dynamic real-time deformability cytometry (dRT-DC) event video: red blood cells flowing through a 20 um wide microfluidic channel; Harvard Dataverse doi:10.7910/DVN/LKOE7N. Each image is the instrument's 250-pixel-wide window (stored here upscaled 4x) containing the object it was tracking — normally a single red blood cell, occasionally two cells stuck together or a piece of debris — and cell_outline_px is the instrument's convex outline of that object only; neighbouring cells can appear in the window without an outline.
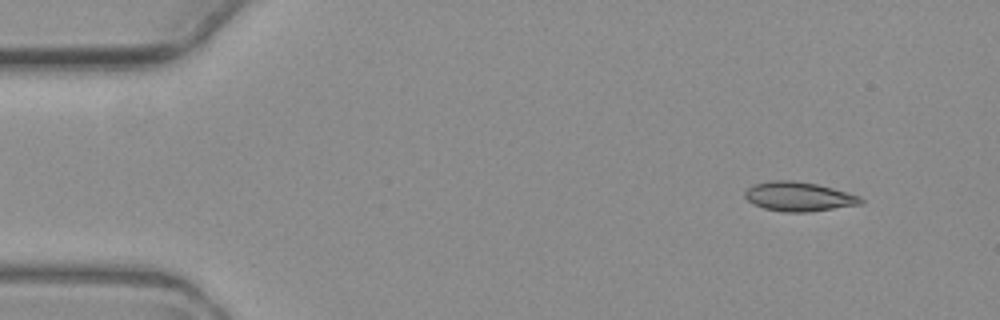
{"species": "common noctule bat (a hibernating species)", "species_latin": "Nyctalus noctula", "temperature_condition": "warm", "stored_images_in_passage": 5, "camera_frame_rate_fps": 3000, "um_per_image_px": 0.085, "animal": {"sex": "female", "body_mass_g": 19.3, "forearm_length_mm": 54.1}, "frame": {"image": 1, "passage_image": 1, "time_ms": 0.0, "image_size_px": [1000, 320], "cell_outline_px": [[864, 200], [860, 204], [808, 212], [784, 212], [764, 208], [752, 204], [744, 196], [744, 192], [748, 188], [756, 184], [772, 180], [792, 180], [816, 184], [832, 188], [860, 196]], "centroid_in_image_um": [67.87, 16.71], "position_along_channel_um": 17.1, "area_um2": 19.59}}
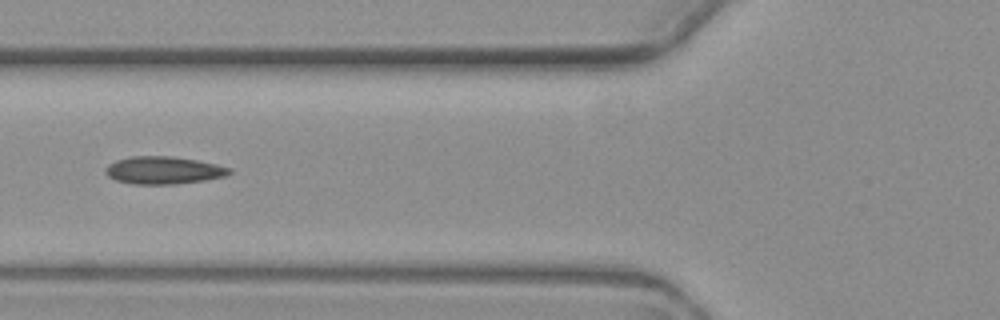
{"frame": {"image": 2, "passage_image": 5, "time_ms": 5.333, "image_size_px": [1000, 320], "cell_outline_px": [[232, 172], [224, 176], [204, 180], [176, 184], [132, 184], [116, 180], [108, 176], [104, 172], [104, 168], [108, 164], [116, 160], [132, 156], [172, 156], [196, 160], [216, 164], [232, 168]], "centroid_in_image_um": [13.87, 14.47], "position_along_channel_um": 111.9, "area_um2": 19.94}}